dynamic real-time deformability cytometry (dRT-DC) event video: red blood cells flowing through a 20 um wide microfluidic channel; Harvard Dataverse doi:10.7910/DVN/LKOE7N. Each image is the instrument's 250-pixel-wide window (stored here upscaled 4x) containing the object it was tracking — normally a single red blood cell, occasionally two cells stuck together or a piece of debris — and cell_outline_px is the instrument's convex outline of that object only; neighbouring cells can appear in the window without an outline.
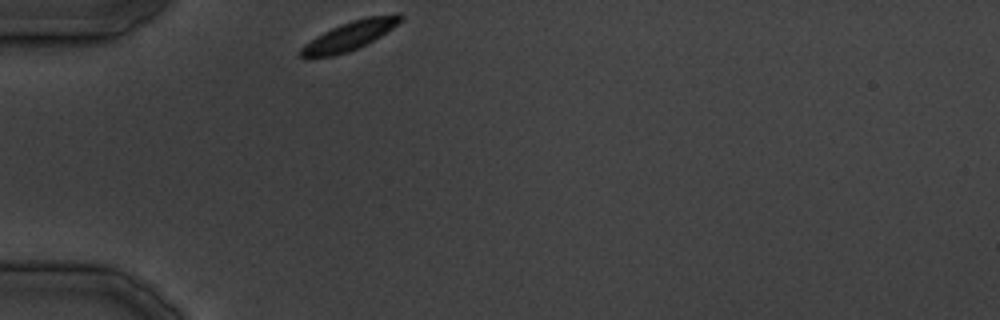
{"species": "common noctule bat (a hibernating species)", "species_latin": "Nyctalus noctula", "temperature_condition": "cold", "stored_images_in_passage": 22, "camera_frame_rate_fps": 3000, "um_per_image_px": 0.085, "animal": {"sex": "male", "body_mass_g": 19.5, "forearm_length_mm": 54.6}, "frame": {"image": 1, "passage_image": 1, "time_ms": 0.0, "image_size_px": [1000, 320], "cell_outline_px": [[404, 16], [392, 28], [380, 36], [348, 52], [332, 56], [308, 60], [304, 60], [300, 56], [300, 48], [304, 44], [316, 36], [340, 24], [352, 20], [368, 16], [396, 12], [400, 12]], "centroid_in_image_um": [29.66, 3.05], "position_along_channel_um": 55.3, "area_um2": 16.99}}
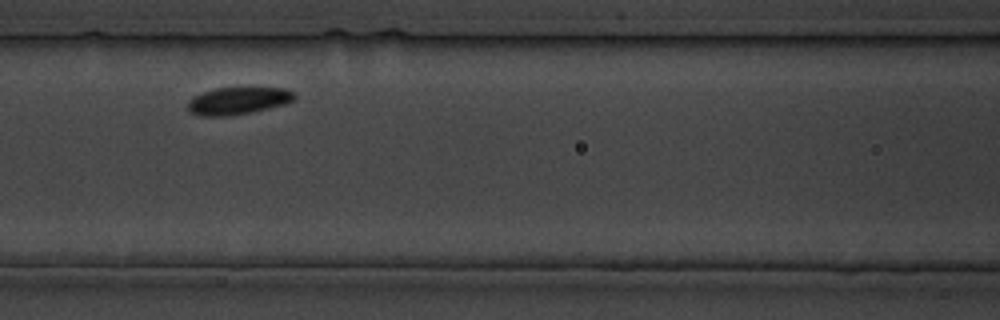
{"frame": {"image": 2, "passage_image": 7, "time_ms": 7.667, "image_size_px": [1000, 320], "cell_outline_px": [[296, 96], [292, 100], [284, 104], [252, 112], [228, 116], [200, 116], [192, 112], [188, 108], [188, 100], [192, 96], [216, 88], [284, 88], [292, 92]], "centroid_in_image_um": [20.19, 8.57], "position_along_channel_um": 146.4, "area_um2": 16.76}}
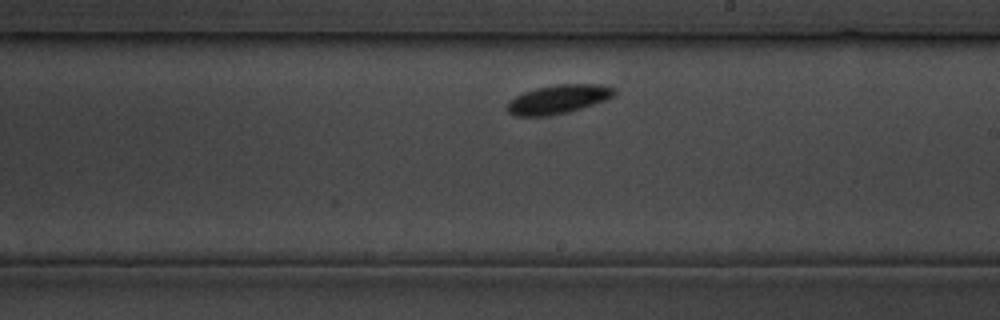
{"frame": {"image": 3, "passage_image": 13, "time_ms": 14.667, "image_size_px": [1000, 320], "cell_outline_px": [[616, 92], [612, 96], [604, 100], [568, 112], [544, 116], [512, 116], [504, 108], [508, 100], [524, 92], [536, 88], [556, 84], [604, 84], [616, 88]], "centroid_in_image_um": [47.4, 8.43], "position_along_channel_um": 241.6, "area_um2": 18.09}}